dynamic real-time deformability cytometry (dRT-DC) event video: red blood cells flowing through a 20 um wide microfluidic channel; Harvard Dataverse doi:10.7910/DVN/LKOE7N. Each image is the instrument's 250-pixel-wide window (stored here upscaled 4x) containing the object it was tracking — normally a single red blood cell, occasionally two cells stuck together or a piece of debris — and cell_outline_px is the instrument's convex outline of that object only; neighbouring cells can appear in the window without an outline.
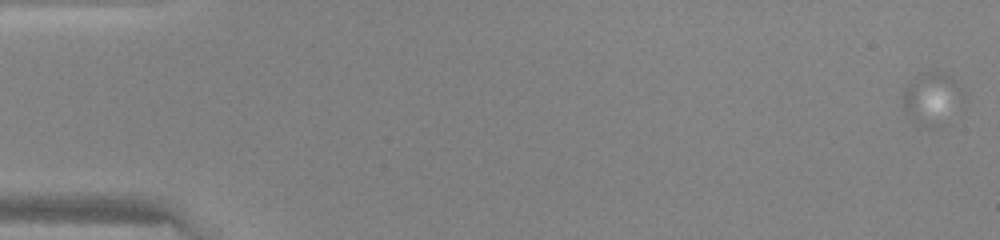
{"species": "human", "species_latin": "Homo sapiens", "temperature_condition": "warm", "stored_images_in_passage": 9, "segment_of_instrument_passage": [1, 2], "camera_frame_rate_fps": 3000, "um_per_image_px": 0.085, "donor": {"sex": "female"}, "frame": {"image": 1, "passage_image": 2, "time_ms": 0.333, "image_size_px": [1000, 240], "cell_outline_px": [[964, 96], [940, 128], [932, 132], [908, 116], [904, 108], [904, 92], [908, 84], [916, 76], [928, 72], [940, 72], [948, 76], [964, 92]], "centroid_in_image_um": [79.19, 8.44], "position_along_channel_um": 5.8, "area_um2": 17.86}}